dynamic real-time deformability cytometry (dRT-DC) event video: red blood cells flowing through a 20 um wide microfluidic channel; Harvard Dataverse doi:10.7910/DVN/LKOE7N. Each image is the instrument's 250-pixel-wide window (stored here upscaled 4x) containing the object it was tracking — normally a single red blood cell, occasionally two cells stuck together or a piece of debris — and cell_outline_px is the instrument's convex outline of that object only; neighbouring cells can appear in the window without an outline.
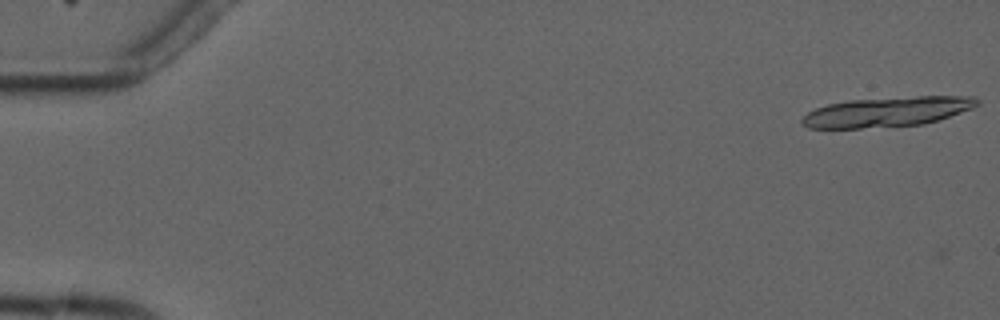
{"species": "common noctule bat (a hibernating species)", "species_latin": "Nyctalus noctula", "temperature_condition": "cold", "stored_images_in_passage": 4, "camera_frame_rate_fps": 3000, "um_per_image_px": 0.085, "animal": {"sex": "male", "forearm_length_mm": 52.5}, "frame": {"image": 1, "passage_image": 1, "time_ms": 0.0, "image_size_px": [1000, 320], "cell_outline_px": [[980, 104], [972, 108], [924, 124], [860, 128], [808, 128], [800, 120], [808, 112], [816, 108], [828, 104], [848, 100], [916, 96], [976, 96], [980, 100]], "centroid_in_image_um": [75.42, 9.49], "position_along_channel_um": 9.6, "area_um2": 30.29}}